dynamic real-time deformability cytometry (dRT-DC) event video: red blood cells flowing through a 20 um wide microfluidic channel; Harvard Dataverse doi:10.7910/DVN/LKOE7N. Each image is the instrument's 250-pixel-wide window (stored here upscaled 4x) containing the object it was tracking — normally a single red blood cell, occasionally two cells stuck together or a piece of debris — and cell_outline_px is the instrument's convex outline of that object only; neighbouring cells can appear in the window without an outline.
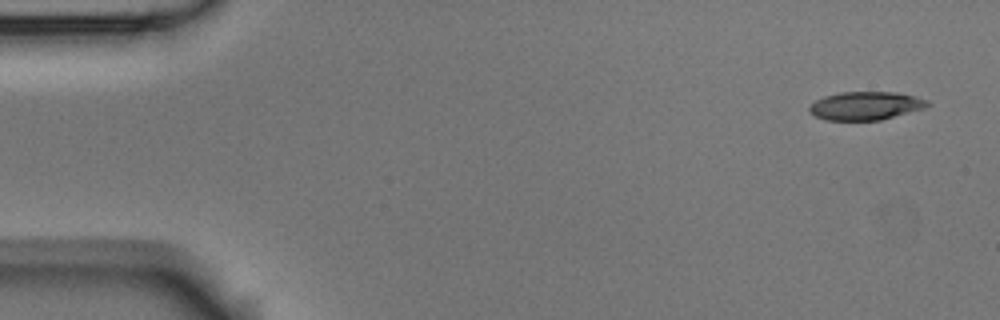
{"species": "Egyptian fruit bat (a non-hibernating species)", "species_latin": "Rousettus aegyptiacus", "temperature_condition": "room temperature", "stored_images_in_passage": 4, "camera_frame_rate_fps": 3000, "um_per_image_px": 0.085, "animal": {"sex": "male"}, "frame": {"image": 1, "passage_image": 1, "time_ms": 0.0, "image_size_px": [1000, 320], "cell_outline_px": [[932, 104], [924, 108], [880, 120], [824, 120], [816, 116], [808, 108], [816, 100], [824, 96], [840, 92], [896, 92], [916, 96], [928, 100]], "centroid_in_image_um": [73.61, 8.98], "position_along_channel_um": 11.4, "area_um2": 19.42}}
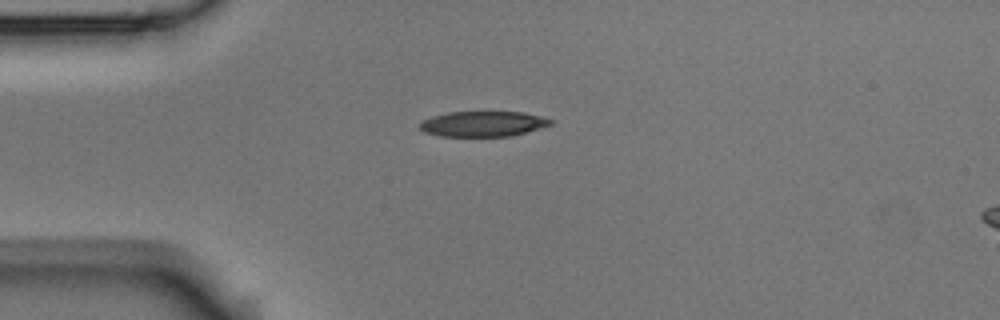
{"frame": {"image": 2, "passage_image": 4, "time_ms": 3.667, "image_size_px": [1000, 320], "cell_outline_px": [[552, 124], [540, 128], [512, 136], [440, 136], [424, 132], [420, 128], [420, 120], [432, 116], [448, 112], [524, 112], [540, 116], [552, 120]], "centroid_in_image_um": [41.03, 10.53], "position_along_channel_um": 44.0, "area_um2": 19.31}}